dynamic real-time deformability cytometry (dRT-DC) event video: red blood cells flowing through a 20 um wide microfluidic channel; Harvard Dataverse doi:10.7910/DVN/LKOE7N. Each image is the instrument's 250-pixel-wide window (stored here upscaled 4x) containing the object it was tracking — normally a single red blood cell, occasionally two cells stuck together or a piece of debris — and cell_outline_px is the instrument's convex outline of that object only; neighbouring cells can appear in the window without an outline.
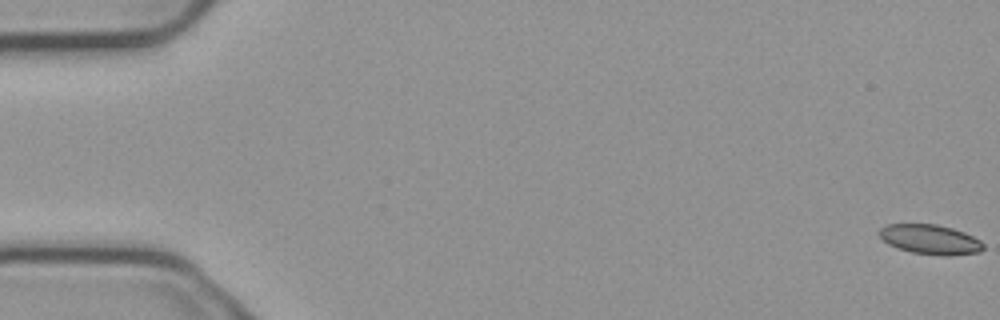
{"species": "common noctule bat (a hibernating species)", "species_latin": "Nyctalus noctula", "temperature_condition": "cold", "stored_images_in_passage": 6, "camera_frame_rate_fps": 3000, "um_per_image_px": 0.085, "animal": {"sex": "male", "body_mass_g": 23.1, "forearm_length_mm": 52.7}, "frame": {"image": 1, "passage_image": 1, "time_ms": 0.0, "image_size_px": [1000, 320], "cell_outline_px": [[984, 248], [980, 252], [948, 256], [912, 252], [896, 248], [888, 244], [880, 236], [880, 228], [888, 224], [936, 224], [952, 228], [964, 232], [980, 240], [984, 244]], "centroid_in_image_um": [79.09, 20.35], "position_along_channel_um": 5.9, "area_um2": 17.92}}
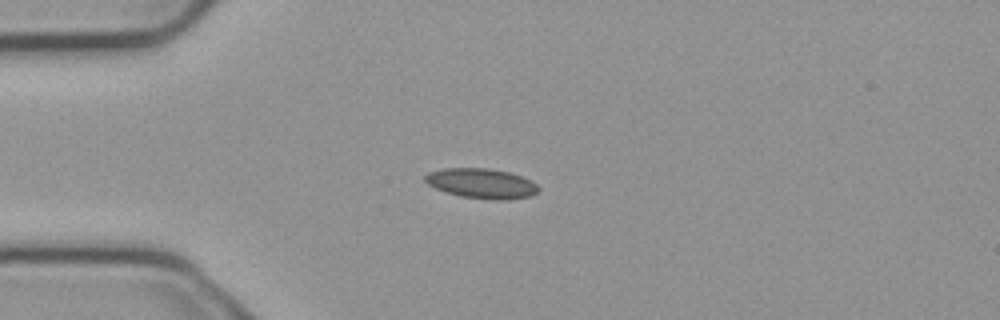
{"frame": {"image": 2, "passage_image": 4, "time_ms": 1.0, "image_size_px": [1000, 320], "cell_outline_px": [[540, 188], [536, 192], [528, 196], [508, 200], [496, 200], [460, 196], [436, 188], [428, 184], [424, 180], [424, 176], [428, 172], [444, 168], [488, 168], [508, 172], [520, 176], [536, 184]], "centroid_in_image_um": [40.9, 15.58], "position_along_channel_um": 44.1, "area_um2": 19.54}}
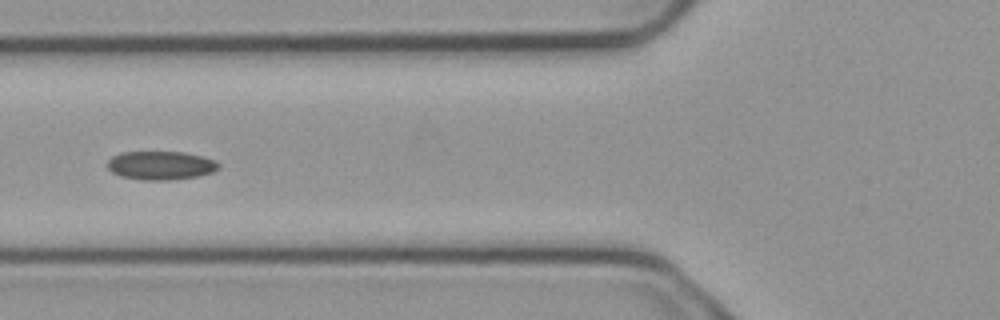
{"frame": {"image": 3, "passage_image": 6, "time_ms": 1.667, "image_size_px": [1000, 320], "cell_outline_px": [[220, 168], [212, 172], [200, 176], [172, 180], [144, 180], [120, 176], [112, 172], [108, 168], [108, 160], [112, 156], [120, 152], [184, 152], [216, 160], [220, 164]], "centroid_in_image_um": [13.68, 14.06], "position_along_channel_um": 112.1, "area_um2": 18.67}}